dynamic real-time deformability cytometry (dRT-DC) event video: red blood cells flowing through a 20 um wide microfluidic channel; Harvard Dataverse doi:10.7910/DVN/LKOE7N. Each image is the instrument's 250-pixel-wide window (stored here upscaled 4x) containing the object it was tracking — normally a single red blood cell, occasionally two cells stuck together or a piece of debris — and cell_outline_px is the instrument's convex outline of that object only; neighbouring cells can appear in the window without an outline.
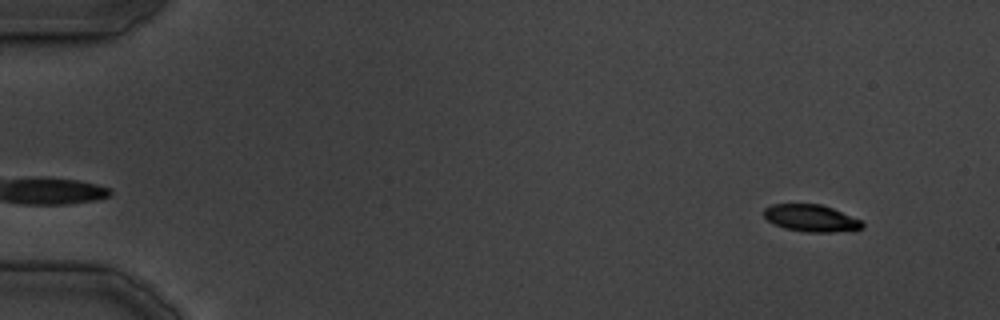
{"species": "common noctule bat (a hibernating species)", "species_latin": "Nyctalus noctula", "temperature_condition": "cold", "stored_images_in_passage": 37, "camera_frame_rate_fps": 3000, "um_per_image_px": 0.085, "animal": {"sex": "male", "body_mass_g": 19.5, "forearm_length_mm": 54.6}, "frame": {"image": 1, "passage_image": 2, "time_ms": 1.0, "image_size_px": [1000, 320], "cell_outline_px": [[864, 228], [852, 232], [804, 232], [784, 228], [768, 220], [764, 216], [764, 208], [772, 204], [820, 204], [832, 208], [860, 220], [864, 224]], "centroid_in_image_um": [68.98, 18.56], "position_along_channel_um": 16.0, "area_um2": 15.61}}
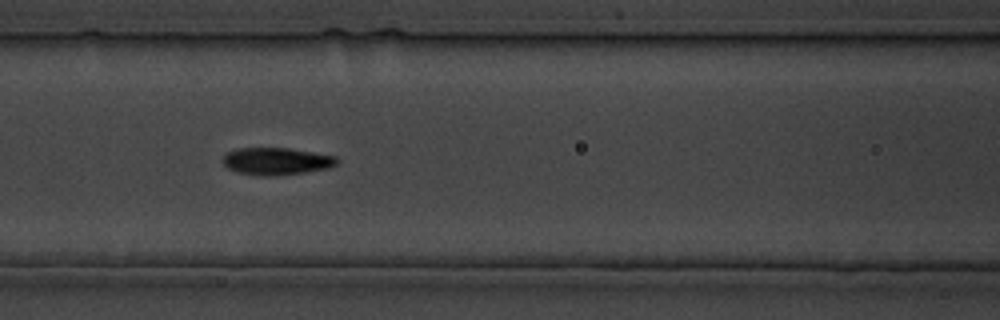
{"frame": {"image": 2, "passage_image": 17, "time_ms": 18.0, "image_size_px": [1000, 320], "cell_outline_px": [[340, 160], [336, 164], [328, 168], [304, 172], [272, 176], [260, 176], [236, 172], [228, 168], [224, 164], [224, 156], [228, 152], [236, 148], [288, 148], [336, 156]], "centroid_in_image_um": [23.5, 13.7], "position_along_channel_um": 143.1, "area_um2": 18.03}}
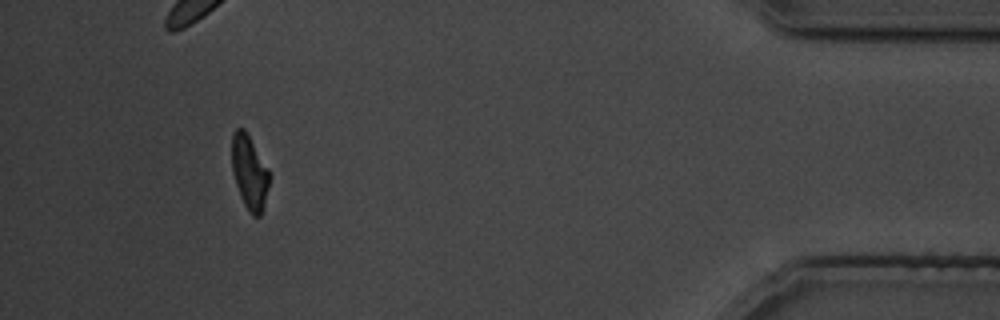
{"frame": {"image": 3, "passage_image": 35, "time_ms": 40.333, "image_size_px": [1000, 320], "cell_outline_px": [[268, 188], [264, 204], [260, 216], [252, 216], [244, 204], [240, 196], [232, 172], [232, 136], [236, 128], [244, 128], [268, 168]], "centroid_in_image_um": [21.18, 14.64], "position_along_channel_um": 414.0, "area_um2": 15.9}}